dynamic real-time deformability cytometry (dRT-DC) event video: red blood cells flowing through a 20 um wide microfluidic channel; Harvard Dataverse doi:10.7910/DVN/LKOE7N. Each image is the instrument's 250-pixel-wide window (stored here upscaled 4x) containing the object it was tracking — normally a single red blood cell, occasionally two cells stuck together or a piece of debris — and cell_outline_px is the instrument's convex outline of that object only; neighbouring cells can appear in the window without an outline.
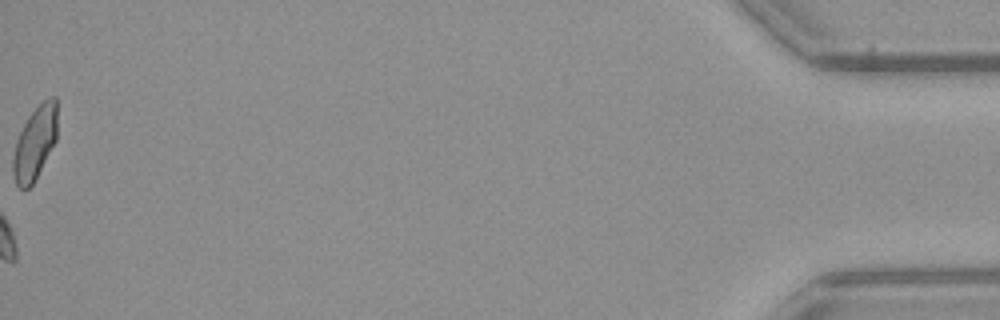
{"species": "common noctule bat (a hibernating species)", "species_latin": "Nyctalus noctula", "temperature_condition": "warm", "stored_images_in_passage": 53, "camera_frame_rate_fps": 3000, "um_per_image_px": 0.085, "animal": {"sex": "female", "body_mass_g": 21.9}, "frame": {"image": 1, "passage_image": 53, "time_ms": 17.333, "image_size_px": [1000, 320], "cell_outline_px": [[56, 140], [32, 184], [28, 188], [20, 188], [16, 184], [12, 176], [12, 160], [16, 140], [28, 116], [48, 96], [56, 96]], "centroid_in_image_um": [2.94, 12.15], "position_along_channel_um": 432.3, "area_um2": 18.61}, "authors_computed_cell_mechanics": {"area_um2": 17.8602, "velocity_mm_per_s": 4.0178, "shape_relaxation_time_tau1_ms": 3.4624, "shape_relaxation_time_tau2_ms": 3.7273, "deformation_change_tau1": 0.1072, "deformation_change_tau2": 0.0979}}